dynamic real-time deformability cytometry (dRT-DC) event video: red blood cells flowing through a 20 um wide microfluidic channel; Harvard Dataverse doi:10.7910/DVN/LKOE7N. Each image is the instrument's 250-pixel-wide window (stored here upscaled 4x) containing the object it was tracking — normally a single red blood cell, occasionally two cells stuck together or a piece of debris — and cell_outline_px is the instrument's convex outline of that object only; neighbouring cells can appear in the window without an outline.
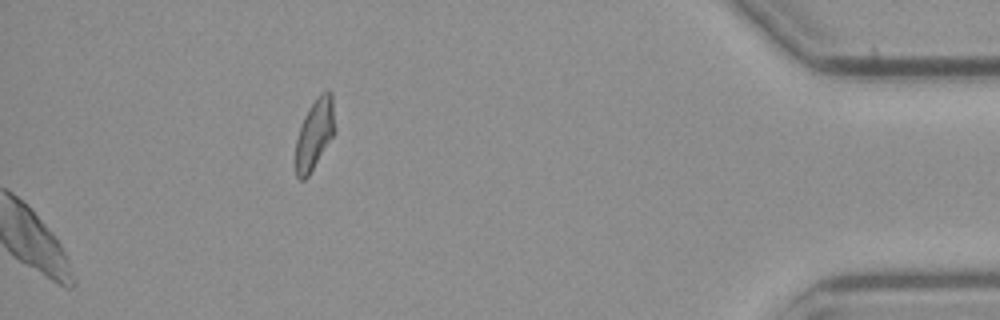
{"species": "common noctule bat (a hibernating species)", "species_latin": "Nyctalus noctula", "temperature_condition": "cold", "stored_images_in_passage": 50, "segment_of_instrument_passage": [2, 2], "camera_frame_rate_fps": 3000, "um_per_image_px": 0.085, "animal": {"sex": "male", "body_mass_g": 23.1, "forearm_length_mm": 52.7}, "frame": {"image": 1, "passage_image": 50, "time_ms": 16.333, "image_size_px": [1000, 320], "cell_outline_px": [[336, 132], [308, 176], [304, 180], [300, 180], [296, 176], [296, 140], [304, 116], [316, 96], [320, 92], [328, 88], [332, 92], [336, 128]], "centroid_in_image_um": [26.78, 11.33], "position_along_channel_um": 408.4, "area_um2": 16.36}}